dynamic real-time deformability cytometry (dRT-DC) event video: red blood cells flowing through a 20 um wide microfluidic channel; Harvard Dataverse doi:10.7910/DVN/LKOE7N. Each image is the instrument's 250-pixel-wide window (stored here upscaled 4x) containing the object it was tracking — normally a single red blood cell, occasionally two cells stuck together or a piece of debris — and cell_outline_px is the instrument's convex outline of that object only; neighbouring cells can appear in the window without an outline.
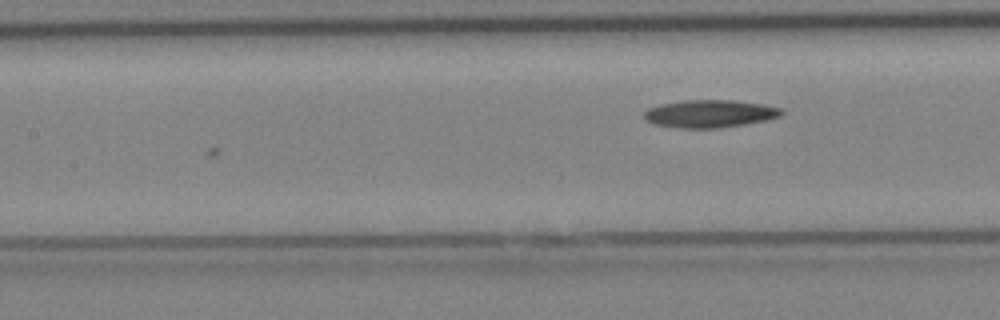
{"species": "Egyptian fruit bat (a non-hibernating species)", "species_latin": "Rousettus aegyptiacus", "temperature_condition": "cold", "stored_images_in_passage": 9, "camera_frame_rate_fps": 3000, "um_per_image_px": 0.085, "animal": {"sex": "female"}, "frame": {"image": 1, "passage_image": 9, "time_ms": 2.667, "image_size_px": [1000, 320], "cell_outline_px": [[784, 112], [780, 116], [764, 120], [744, 124], [720, 128], [680, 128], [652, 124], [644, 120], [644, 112], [648, 108], [660, 104], [684, 100], [732, 100], [760, 104], [780, 108]], "centroid_in_image_um": [60.26, 9.67], "position_along_channel_um": 147.1, "area_um2": 22.08}}